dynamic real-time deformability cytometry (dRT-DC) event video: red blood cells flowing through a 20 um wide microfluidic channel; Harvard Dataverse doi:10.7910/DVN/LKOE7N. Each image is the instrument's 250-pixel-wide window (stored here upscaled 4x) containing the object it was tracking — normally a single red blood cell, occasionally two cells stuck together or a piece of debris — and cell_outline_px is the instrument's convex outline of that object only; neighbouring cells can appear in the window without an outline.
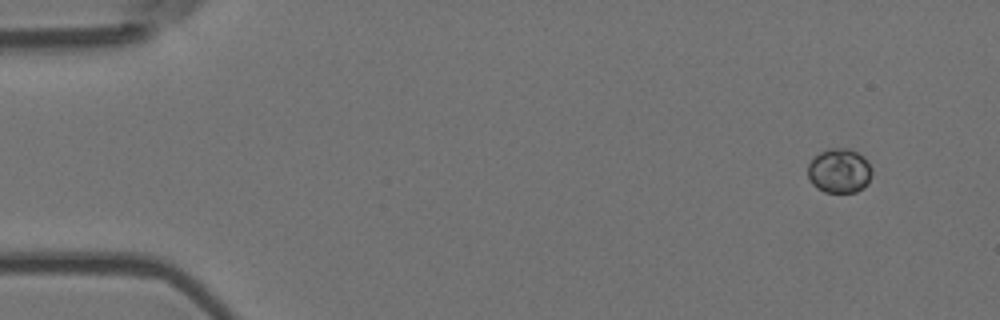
{"species": "Egyptian fruit bat (a non-hibernating species)", "species_latin": "Rousettus aegyptiacus", "temperature_condition": "room temperature", "stored_images_in_passage": 2, "camera_frame_rate_fps": 3000, "um_per_image_px": 0.085, "animal": {"sex": "female"}, "frame": {"image": 1, "passage_image": 2, "time_ms": 0.333, "image_size_px": [1000, 320], "cell_outline_px": [[872, 176], [868, 184], [864, 188], [856, 192], [824, 192], [816, 188], [812, 184], [808, 176], [808, 164], [820, 152], [828, 148], [848, 148], [864, 156], [868, 160], [872, 168]], "centroid_in_image_um": [71.38, 14.52], "position_along_channel_um": 13.6, "area_um2": 16.88}}